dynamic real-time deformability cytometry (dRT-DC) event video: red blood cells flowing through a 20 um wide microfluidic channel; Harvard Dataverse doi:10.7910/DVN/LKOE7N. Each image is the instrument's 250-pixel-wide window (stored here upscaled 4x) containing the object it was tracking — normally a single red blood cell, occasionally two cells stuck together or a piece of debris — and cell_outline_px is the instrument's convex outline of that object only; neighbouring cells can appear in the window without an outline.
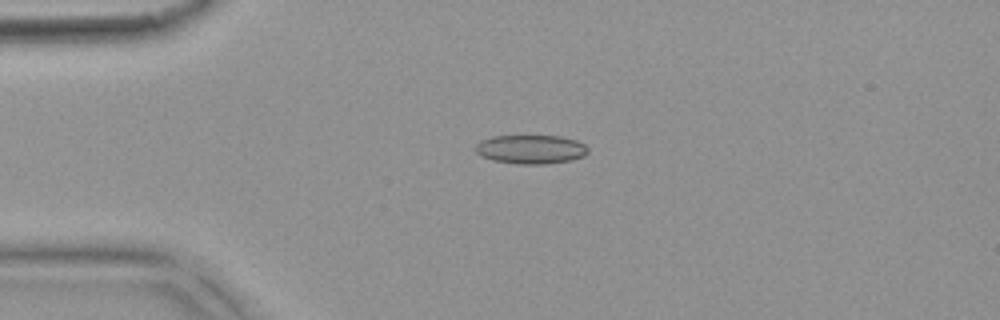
{"species": "common noctule bat (a hibernating species)", "species_latin": "Nyctalus noctula", "temperature_condition": "warm", "stored_images_in_passage": 4, "camera_frame_rate_fps": 3000, "um_per_image_px": 0.085, "animal": {"sex": "female", "body_mass_g": 18.4}, "frame": {"image": 1, "passage_image": 3, "time_ms": 0.667, "image_size_px": [1000, 320], "cell_outline_px": [[588, 152], [584, 156], [572, 160], [548, 164], [516, 164], [492, 160], [476, 152], [476, 144], [480, 140], [492, 136], [560, 136], [576, 140], [584, 144], [588, 148]], "centroid_in_image_um": [45.14, 12.69], "position_along_channel_um": 39.9, "area_um2": 19.02}}